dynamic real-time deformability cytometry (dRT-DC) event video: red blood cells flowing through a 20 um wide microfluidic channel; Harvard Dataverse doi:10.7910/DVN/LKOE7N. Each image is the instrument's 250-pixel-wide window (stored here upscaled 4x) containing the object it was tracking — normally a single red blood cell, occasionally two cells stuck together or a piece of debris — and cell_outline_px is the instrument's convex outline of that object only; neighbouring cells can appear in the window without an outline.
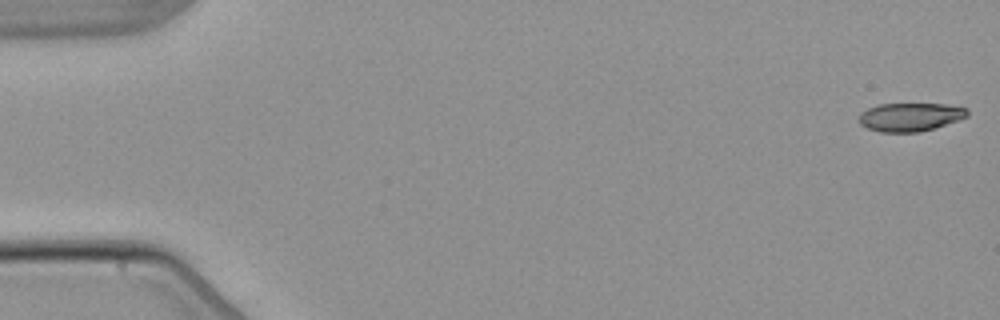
{"species": "common noctule bat (a hibernating species)", "species_latin": "Nyctalus noctula", "temperature_condition": "warm", "stored_images_in_passage": 4, "camera_frame_rate_fps": 3000, "um_per_image_px": 0.085, "animal": {"sex": "male", "body_mass_g": 21.5, "forearm_length_mm": 52.0}, "frame": {"image": 1, "passage_image": 1, "time_ms": 0.0, "image_size_px": [1000, 320], "cell_outline_px": [[968, 116], [920, 132], [880, 132], [868, 128], [860, 124], [860, 112], [876, 104], [944, 104], [968, 108]], "centroid_in_image_um": [77.34, 9.93], "position_along_channel_um": 7.7, "area_um2": 17.74}}